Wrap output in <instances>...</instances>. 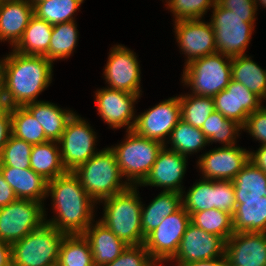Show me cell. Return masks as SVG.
Masks as SVG:
<instances>
[{
    "instance_id": "cell-1",
    "label": "cell",
    "mask_w": 266,
    "mask_h": 266,
    "mask_svg": "<svg viewBox=\"0 0 266 266\" xmlns=\"http://www.w3.org/2000/svg\"><path fill=\"white\" fill-rule=\"evenodd\" d=\"M47 197L52 198L56 216L46 223L65 235L83 234L95 222L96 202L86 193L73 172L49 180Z\"/></svg>"
},
{
    "instance_id": "cell-2",
    "label": "cell",
    "mask_w": 266,
    "mask_h": 266,
    "mask_svg": "<svg viewBox=\"0 0 266 266\" xmlns=\"http://www.w3.org/2000/svg\"><path fill=\"white\" fill-rule=\"evenodd\" d=\"M7 107L38 102L52 81L53 62L45 56L23 55L15 50L2 59Z\"/></svg>"
},
{
    "instance_id": "cell-3",
    "label": "cell",
    "mask_w": 266,
    "mask_h": 266,
    "mask_svg": "<svg viewBox=\"0 0 266 266\" xmlns=\"http://www.w3.org/2000/svg\"><path fill=\"white\" fill-rule=\"evenodd\" d=\"M137 189L130 186L99 201L104 204L103 218L99 221L127 245H141L145 241L141 226L142 202Z\"/></svg>"
},
{
    "instance_id": "cell-4",
    "label": "cell",
    "mask_w": 266,
    "mask_h": 266,
    "mask_svg": "<svg viewBox=\"0 0 266 266\" xmlns=\"http://www.w3.org/2000/svg\"><path fill=\"white\" fill-rule=\"evenodd\" d=\"M73 174L79 179L86 193L99 201L125 191L130 187L123 178L115 153L110 147L100 150L87 162L78 166Z\"/></svg>"
},
{
    "instance_id": "cell-5",
    "label": "cell",
    "mask_w": 266,
    "mask_h": 266,
    "mask_svg": "<svg viewBox=\"0 0 266 266\" xmlns=\"http://www.w3.org/2000/svg\"><path fill=\"white\" fill-rule=\"evenodd\" d=\"M126 133L123 142L110 148L115 153L122 176L127 177V183L139 187L150 173L164 145L159 141L141 137L133 130Z\"/></svg>"
},
{
    "instance_id": "cell-6",
    "label": "cell",
    "mask_w": 266,
    "mask_h": 266,
    "mask_svg": "<svg viewBox=\"0 0 266 266\" xmlns=\"http://www.w3.org/2000/svg\"><path fill=\"white\" fill-rule=\"evenodd\" d=\"M232 57L214 53L185 65L182 83L190 86L192 94L214 97L226 89L232 79Z\"/></svg>"
},
{
    "instance_id": "cell-7",
    "label": "cell",
    "mask_w": 266,
    "mask_h": 266,
    "mask_svg": "<svg viewBox=\"0 0 266 266\" xmlns=\"http://www.w3.org/2000/svg\"><path fill=\"white\" fill-rule=\"evenodd\" d=\"M65 236L54 226L44 223L12 246V266H55L60 243Z\"/></svg>"
},
{
    "instance_id": "cell-8",
    "label": "cell",
    "mask_w": 266,
    "mask_h": 266,
    "mask_svg": "<svg viewBox=\"0 0 266 266\" xmlns=\"http://www.w3.org/2000/svg\"><path fill=\"white\" fill-rule=\"evenodd\" d=\"M212 9L210 23L215 33L217 53L229 57L245 55L254 31L255 16H239L217 2Z\"/></svg>"
},
{
    "instance_id": "cell-9",
    "label": "cell",
    "mask_w": 266,
    "mask_h": 266,
    "mask_svg": "<svg viewBox=\"0 0 266 266\" xmlns=\"http://www.w3.org/2000/svg\"><path fill=\"white\" fill-rule=\"evenodd\" d=\"M42 203L44 204L34 200L17 199L0 207V241L12 245L42 226L47 218Z\"/></svg>"
},
{
    "instance_id": "cell-10",
    "label": "cell",
    "mask_w": 266,
    "mask_h": 266,
    "mask_svg": "<svg viewBox=\"0 0 266 266\" xmlns=\"http://www.w3.org/2000/svg\"><path fill=\"white\" fill-rule=\"evenodd\" d=\"M96 133L85 119L74 113L67 121L58 141L62 164L67 172H73L99 151L96 149Z\"/></svg>"
},
{
    "instance_id": "cell-11",
    "label": "cell",
    "mask_w": 266,
    "mask_h": 266,
    "mask_svg": "<svg viewBox=\"0 0 266 266\" xmlns=\"http://www.w3.org/2000/svg\"><path fill=\"white\" fill-rule=\"evenodd\" d=\"M190 223L191 215L181 207L165 217L161 224L145 237L144 246L158 265L170 261L176 255Z\"/></svg>"
},
{
    "instance_id": "cell-12",
    "label": "cell",
    "mask_w": 266,
    "mask_h": 266,
    "mask_svg": "<svg viewBox=\"0 0 266 266\" xmlns=\"http://www.w3.org/2000/svg\"><path fill=\"white\" fill-rule=\"evenodd\" d=\"M180 120V100L179 96H176L160 102L138 116L136 115L133 131L141 137L159 141L167 147L166 136H170L171 131Z\"/></svg>"
},
{
    "instance_id": "cell-13",
    "label": "cell",
    "mask_w": 266,
    "mask_h": 266,
    "mask_svg": "<svg viewBox=\"0 0 266 266\" xmlns=\"http://www.w3.org/2000/svg\"><path fill=\"white\" fill-rule=\"evenodd\" d=\"M136 53L123 45L111 48L104 68L105 81L110 89L141 95L140 62Z\"/></svg>"
},
{
    "instance_id": "cell-14",
    "label": "cell",
    "mask_w": 266,
    "mask_h": 266,
    "mask_svg": "<svg viewBox=\"0 0 266 266\" xmlns=\"http://www.w3.org/2000/svg\"><path fill=\"white\" fill-rule=\"evenodd\" d=\"M95 95L98 115L105 123L113 129L126 126L127 131L133 130L136 120L134 104L137 103L140 95L108 87L98 89Z\"/></svg>"
},
{
    "instance_id": "cell-15",
    "label": "cell",
    "mask_w": 266,
    "mask_h": 266,
    "mask_svg": "<svg viewBox=\"0 0 266 266\" xmlns=\"http://www.w3.org/2000/svg\"><path fill=\"white\" fill-rule=\"evenodd\" d=\"M201 20L174 21L176 41L180 50L187 56L185 65L217 52L212 24Z\"/></svg>"
},
{
    "instance_id": "cell-16",
    "label": "cell",
    "mask_w": 266,
    "mask_h": 266,
    "mask_svg": "<svg viewBox=\"0 0 266 266\" xmlns=\"http://www.w3.org/2000/svg\"><path fill=\"white\" fill-rule=\"evenodd\" d=\"M226 241L220 237L207 233L190 223L181 239L176 255L170 262L177 265L216 259L225 256ZM174 260V261H173Z\"/></svg>"
},
{
    "instance_id": "cell-17",
    "label": "cell",
    "mask_w": 266,
    "mask_h": 266,
    "mask_svg": "<svg viewBox=\"0 0 266 266\" xmlns=\"http://www.w3.org/2000/svg\"><path fill=\"white\" fill-rule=\"evenodd\" d=\"M197 161L203 179L232 181L249 161V150L239 146H221L202 154Z\"/></svg>"
},
{
    "instance_id": "cell-18",
    "label": "cell",
    "mask_w": 266,
    "mask_h": 266,
    "mask_svg": "<svg viewBox=\"0 0 266 266\" xmlns=\"http://www.w3.org/2000/svg\"><path fill=\"white\" fill-rule=\"evenodd\" d=\"M186 158L188 157L163 146L140 186L163 187V191L185 193L181 183L186 172Z\"/></svg>"
},
{
    "instance_id": "cell-19",
    "label": "cell",
    "mask_w": 266,
    "mask_h": 266,
    "mask_svg": "<svg viewBox=\"0 0 266 266\" xmlns=\"http://www.w3.org/2000/svg\"><path fill=\"white\" fill-rule=\"evenodd\" d=\"M215 111L243 125L247 117L261 108L262 99L240 82L231 79L226 89L213 97Z\"/></svg>"
},
{
    "instance_id": "cell-20",
    "label": "cell",
    "mask_w": 266,
    "mask_h": 266,
    "mask_svg": "<svg viewBox=\"0 0 266 266\" xmlns=\"http://www.w3.org/2000/svg\"><path fill=\"white\" fill-rule=\"evenodd\" d=\"M228 266H266V233L234 232L225 243Z\"/></svg>"
},
{
    "instance_id": "cell-21",
    "label": "cell",
    "mask_w": 266,
    "mask_h": 266,
    "mask_svg": "<svg viewBox=\"0 0 266 266\" xmlns=\"http://www.w3.org/2000/svg\"><path fill=\"white\" fill-rule=\"evenodd\" d=\"M34 15V6L28 0L0 1V41L14 48Z\"/></svg>"
},
{
    "instance_id": "cell-22",
    "label": "cell",
    "mask_w": 266,
    "mask_h": 266,
    "mask_svg": "<svg viewBox=\"0 0 266 266\" xmlns=\"http://www.w3.org/2000/svg\"><path fill=\"white\" fill-rule=\"evenodd\" d=\"M83 236L89 242L94 266L114 261L129 246L100 221L91 223Z\"/></svg>"
},
{
    "instance_id": "cell-23",
    "label": "cell",
    "mask_w": 266,
    "mask_h": 266,
    "mask_svg": "<svg viewBox=\"0 0 266 266\" xmlns=\"http://www.w3.org/2000/svg\"><path fill=\"white\" fill-rule=\"evenodd\" d=\"M0 172L5 181L14 190L18 199H28L43 202L47 197L48 181L31 168L18 169L15 167L0 166Z\"/></svg>"
},
{
    "instance_id": "cell-24",
    "label": "cell",
    "mask_w": 266,
    "mask_h": 266,
    "mask_svg": "<svg viewBox=\"0 0 266 266\" xmlns=\"http://www.w3.org/2000/svg\"><path fill=\"white\" fill-rule=\"evenodd\" d=\"M25 107L41 124L45 136L49 141H59L67 121L75 113L72 110L62 109L57 104L48 101H38L26 104Z\"/></svg>"
},
{
    "instance_id": "cell-25",
    "label": "cell",
    "mask_w": 266,
    "mask_h": 266,
    "mask_svg": "<svg viewBox=\"0 0 266 266\" xmlns=\"http://www.w3.org/2000/svg\"><path fill=\"white\" fill-rule=\"evenodd\" d=\"M142 204L141 226L144 237L156 229L163 219L182 207V193L161 191L151 203L145 207Z\"/></svg>"
},
{
    "instance_id": "cell-26",
    "label": "cell",
    "mask_w": 266,
    "mask_h": 266,
    "mask_svg": "<svg viewBox=\"0 0 266 266\" xmlns=\"http://www.w3.org/2000/svg\"><path fill=\"white\" fill-rule=\"evenodd\" d=\"M52 31L53 25L33 15L13 50L23 55L45 56L48 59Z\"/></svg>"
},
{
    "instance_id": "cell-27",
    "label": "cell",
    "mask_w": 266,
    "mask_h": 266,
    "mask_svg": "<svg viewBox=\"0 0 266 266\" xmlns=\"http://www.w3.org/2000/svg\"><path fill=\"white\" fill-rule=\"evenodd\" d=\"M30 160V168L47 181L67 173L62 164L60 146L57 141L33 145Z\"/></svg>"
},
{
    "instance_id": "cell-28",
    "label": "cell",
    "mask_w": 266,
    "mask_h": 266,
    "mask_svg": "<svg viewBox=\"0 0 266 266\" xmlns=\"http://www.w3.org/2000/svg\"><path fill=\"white\" fill-rule=\"evenodd\" d=\"M231 73L232 80L266 100V69H262L251 57L247 54L232 57Z\"/></svg>"
},
{
    "instance_id": "cell-29",
    "label": "cell",
    "mask_w": 266,
    "mask_h": 266,
    "mask_svg": "<svg viewBox=\"0 0 266 266\" xmlns=\"http://www.w3.org/2000/svg\"><path fill=\"white\" fill-rule=\"evenodd\" d=\"M232 217L234 232L266 233V197L237 203Z\"/></svg>"
},
{
    "instance_id": "cell-30",
    "label": "cell",
    "mask_w": 266,
    "mask_h": 266,
    "mask_svg": "<svg viewBox=\"0 0 266 266\" xmlns=\"http://www.w3.org/2000/svg\"><path fill=\"white\" fill-rule=\"evenodd\" d=\"M236 203L266 197V173L250 160L232 180Z\"/></svg>"
},
{
    "instance_id": "cell-31",
    "label": "cell",
    "mask_w": 266,
    "mask_h": 266,
    "mask_svg": "<svg viewBox=\"0 0 266 266\" xmlns=\"http://www.w3.org/2000/svg\"><path fill=\"white\" fill-rule=\"evenodd\" d=\"M167 143L171 144L170 150L188 157V155L197 153L209 144L208 139L200 128L193 127L182 119L171 131Z\"/></svg>"
},
{
    "instance_id": "cell-32",
    "label": "cell",
    "mask_w": 266,
    "mask_h": 266,
    "mask_svg": "<svg viewBox=\"0 0 266 266\" xmlns=\"http://www.w3.org/2000/svg\"><path fill=\"white\" fill-rule=\"evenodd\" d=\"M12 135L31 145L49 141L41 124L25 106L10 108Z\"/></svg>"
},
{
    "instance_id": "cell-33",
    "label": "cell",
    "mask_w": 266,
    "mask_h": 266,
    "mask_svg": "<svg viewBox=\"0 0 266 266\" xmlns=\"http://www.w3.org/2000/svg\"><path fill=\"white\" fill-rule=\"evenodd\" d=\"M208 139L209 144L219 142L222 146L236 145V138L239 137L242 125L237 121L226 118L220 112L214 111L200 128Z\"/></svg>"
},
{
    "instance_id": "cell-34",
    "label": "cell",
    "mask_w": 266,
    "mask_h": 266,
    "mask_svg": "<svg viewBox=\"0 0 266 266\" xmlns=\"http://www.w3.org/2000/svg\"><path fill=\"white\" fill-rule=\"evenodd\" d=\"M58 266L94 265L92 251L83 234L65 235L60 243Z\"/></svg>"
},
{
    "instance_id": "cell-35",
    "label": "cell",
    "mask_w": 266,
    "mask_h": 266,
    "mask_svg": "<svg viewBox=\"0 0 266 266\" xmlns=\"http://www.w3.org/2000/svg\"><path fill=\"white\" fill-rule=\"evenodd\" d=\"M75 20L53 25L48 50V60L66 59L74 53L78 42V30Z\"/></svg>"
},
{
    "instance_id": "cell-36",
    "label": "cell",
    "mask_w": 266,
    "mask_h": 266,
    "mask_svg": "<svg viewBox=\"0 0 266 266\" xmlns=\"http://www.w3.org/2000/svg\"><path fill=\"white\" fill-rule=\"evenodd\" d=\"M191 223L207 233L222 237L225 241L234 233L232 214L220 209L195 212L191 215Z\"/></svg>"
},
{
    "instance_id": "cell-37",
    "label": "cell",
    "mask_w": 266,
    "mask_h": 266,
    "mask_svg": "<svg viewBox=\"0 0 266 266\" xmlns=\"http://www.w3.org/2000/svg\"><path fill=\"white\" fill-rule=\"evenodd\" d=\"M84 0H43L34 5V15L51 25L74 21Z\"/></svg>"
},
{
    "instance_id": "cell-38",
    "label": "cell",
    "mask_w": 266,
    "mask_h": 266,
    "mask_svg": "<svg viewBox=\"0 0 266 266\" xmlns=\"http://www.w3.org/2000/svg\"><path fill=\"white\" fill-rule=\"evenodd\" d=\"M181 119L196 128H201L208 116L215 111L213 97L185 94L179 96Z\"/></svg>"
},
{
    "instance_id": "cell-39",
    "label": "cell",
    "mask_w": 266,
    "mask_h": 266,
    "mask_svg": "<svg viewBox=\"0 0 266 266\" xmlns=\"http://www.w3.org/2000/svg\"><path fill=\"white\" fill-rule=\"evenodd\" d=\"M182 207L192 215L195 212L215 208L214 180L197 181L188 192L182 193Z\"/></svg>"
},
{
    "instance_id": "cell-40",
    "label": "cell",
    "mask_w": 266,
    "mask_h": 266,
    "mask_svg": "<svg viewBox=\"0 0 266 266\" xmlns=\"http://www.w3.org/2000/svg\"><path fill=\"white\" fill-rule=\"evenodd\" d=\"M33 145L12 134L3 147L0 156V166L15 167L18 169L30 168V155Z\"/></svg>"
},
{
    "instance_id": "cell-41",
    "label": "cell",
    "mask_w": 266,
    "mask_h": 266,
    "mask_svg": "<svg viewBox=\"0 0 266 266\" xmlns=\"http://www.w3.org/2000/svg\"><path fill=\"white\" fill-rule=\"evenodd\" d=\"M166 6L174 14L175 20L202 19L216 0H166Z\"/></svg>"
},
{
    "instance_id": "cell-42",
    "label": "cell",
    "mask_w": 266,
    "mask_h": 266,
    "mask_svg": "<svg viewBox=\"0 0 266 266\" xmlns=\"http://www.w3.org/2000/svg\"><path fill=\"white\" fill-rule=\"evenodd\" d=\"M104 266H158L144 244L129 245L114 261Z\"/></svg>"
},
{
    "instance_id": "cell-43",
    "label": "cell",
    "mask_w": 266,
    "mask_h": 266,
    "mask_svg": "<svg viewBox=\"0 0 266 266\" xmlns=\"http://www.w3.org/2000/svg\"><path fill=\"white\" fill-rule=\"evenodd\" d=\"M215 209H220L230 214L236 210V198L232 181L214 180Z\"/></svg>"
},
{
    "instance_id": "cell-44",
    "label": "cell",
    "mask_w": 266,
    "mask_h": 266,
    "mask_svg": "<svg viewBox=\"0 0 266 266\" xmlns=\"http://www.w3.org/2000/svg\"><path fill=\"white\" fill-rule=\"evenodd\" d=\"M242 130H246L253 139L260 141V145H266V107L262 106L251 113L242 125Z\"/></svg>"
},
{
    "instance_id": "cell-45",
    "label": "cell",
    "mask_w": 266,
    "mask_h": 266,
    "mask_svg": "<svg viewBox=\"0 0 266 266\" xmlns=\"http://www.w3.org/2000/svg\"><path fill=\"white\" fill-rule=\"evenodd\" d=\"M216 2L239 16H255L258 9L254 0H216Z\"/></svg>"
},
{
    "instance_id": "cell-46",
    "label": "cell",
    "mask_w": 266,
    "mask_h": 266,
    "mask_svg": "<svg viewBox=\"0 0 266 266\" xmlns=\"http://www.w3.org/2000/svg\"><path fill=\"white\" fill-rule=\"evenodd\" d=\"M11 134L10 108L0 109V156Z\"/></svg>"
},
{
    "instance_id": "cell-47",
    "label": "cell",
    "mask_w": 266,
    "mask_h": 266,
    "mask_svg": "<svg viewBox=\"0 0 266 266\" xmlns=\"http://www.w3.org/2000/svg\"><path fill=\"white\" fill-rule=\"evenodd\" d=\"M17 199L14 190L5 181L3 174L0 172V207L6 206Z\"/></svg>"
},
{
    "instance_id": "cell-48",
    "label": "cell",
    "mask_w": 266,
    "mask_h": 266,
    "mask_svg": "<svg viewBox=\"0 0 266 266\" xmlns=\"http://www.w3.org/2000/svg\"><path fill=\"white\" fill-rule=\"evenodd\" d=\"M249 160L266 173V145H260L256 152L249 151Z\"/></svg>"
},
{
    "instance_id": "cell-49",
    "label": "cell",
    "mask_w": 266,
    "mask_h": 266,
    "mask_svg": "<svg viewBox=\"0 0 266 266\" xmlns=\"http://www.w3.org/2000/svg\"><path fill=\"white\" fill-rule=\"evenodd\" d=\"M0 266H12V246L0 241Z\"/></svg>"
},
{
    "instance_id": "cell-50",
    "label": "cell",
    "mask_w": 266,
    "mask_h": 266,
    "mask_svg": "<svg viewBox=\"0 0 266 266\" xmlns=\"http://www.w3.org/2000/svg\"><path fill=\"white\" fill-rule=\"evenodd\" d=\"M177 266H228L226 257H219L216 259H210V260H203V261H196L191 263H186L183 265H177Z\"/></svg>"
},
{
    "instance_id": "cell-51",
    "label": "cell",
    "mask_w": 266,
    "mask_h": 266,
    "mask_svg": "<svg viewBox=\"0 0 266 266\" xmlns=\"http://www.w3.org/2000/svg\"><path fill=\"white\" fill-rule=\"evenodd\" d=\"M7 108V101L5 98V82H4V69L2 59L0 60V109Z\"/></svg>"
},
{
    "instance_id": "cell-52",
    "label": "cell",
    "mask_w": 266,
    "mask_h": 266,
    "mask_svg": "<svg viewBox=\"0 0 266 266\" xmlns=\"http://www.w3.org/2000/svg\"><path fill=\"white\" fill-rule=\"evenodd\" d=\"M256 3V7H258V5H262V7L266 8V0H254ZM259 3V4H258ZM258 4V5H257Z\"/></svg>"
},
{
    "instance_id": "cell-53",
    "label": "cell",
    "mask_w": 266,
    "mask_h": 266,
    "mask_svg": "<svg viewBox=\"0 0 266 266\" xmlns=\"http://www.w3.org/2000/svg\"><path fill=\"white\" fill-rule=\"evenodd\" d=\"M43 0H28L29 3H31L33 6L38 3V2H41Z\"/></svg>"
}]
</instances>
